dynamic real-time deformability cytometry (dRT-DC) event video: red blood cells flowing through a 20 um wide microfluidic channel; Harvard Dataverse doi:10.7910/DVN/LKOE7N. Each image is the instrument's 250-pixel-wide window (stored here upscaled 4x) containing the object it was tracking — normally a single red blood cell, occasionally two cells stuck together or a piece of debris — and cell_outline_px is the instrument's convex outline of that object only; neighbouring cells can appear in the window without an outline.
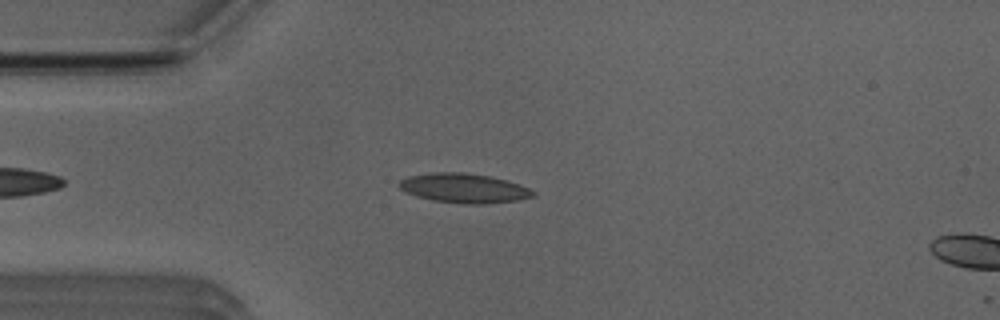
{"species": "Egyptian fruit bat (a non-hibernating species)", "species_latin": "Rousettus aegyptiacus", "temperature_condition": "room temperature", "stored_images_in_passage": 3, "camera_frame_rate_fps": 3000, "um_per_image_px": 0.085, "animal": {"sex": "male"}, "frame": {"image": 1, "passage_image": 1, "time_ms": 0.0, "image_size_px": [1000, 320], "cell_outline_px": [[536, 196], [516, 200], [488, 204], [464, 204], [432, 200], [416, 196], [400, 188], [396, 184], [400, 180], [408, 176], [432, 172], [464, 172], [488, 176], [504, 180], [528, 188], [536, 192]], "centroid_in_image_um": [39.41, 16.0], "position_along_channel_um": 45.6, "area_um2": 22.89}}